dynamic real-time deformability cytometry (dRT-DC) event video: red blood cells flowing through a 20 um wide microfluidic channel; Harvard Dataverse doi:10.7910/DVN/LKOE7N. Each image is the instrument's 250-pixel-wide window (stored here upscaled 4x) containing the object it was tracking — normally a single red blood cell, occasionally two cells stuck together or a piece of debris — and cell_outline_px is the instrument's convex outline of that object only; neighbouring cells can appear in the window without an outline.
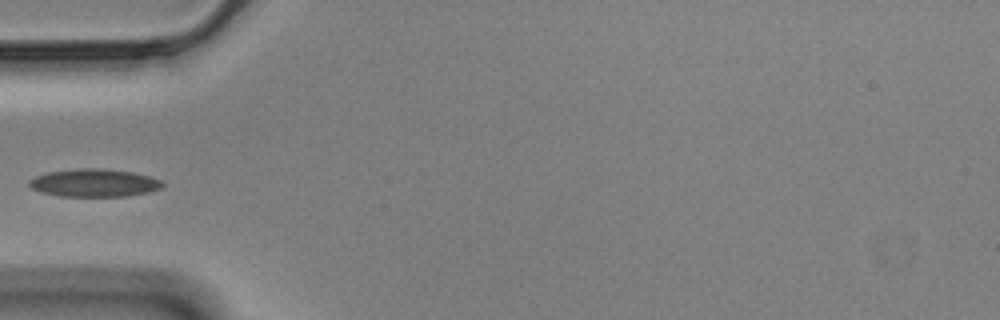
{"species": "Egyptian fruit bat (a non-hibernating species)", "species_latin": "Rousettus aegyptiacus", "temperature_condition": "cold", "stored_images_in_passage": 40, "camera_frame_rate_fps": 3000, "um_per_image_px": 0.085, "animal": {"sex": "male"}, "frame": {"image": 1, "passage_image": 1, "time_ms": 0.0, "image_size_px": [1000, 320], "cell_outline_px": [[164, 184], [160, 188], [148, 192], [128, 196], [60, 196], [40, 192], [32, 188], [28, 184], [28, 180], [36, 176], [48, 172], [80, 168], [104, 168], [132, 172], [148, 176], [160, 180]], "centroid_in_image_um": [7.98, 15.54], "position_along_channel_um": 77.0, "area_um2": 21.56}}
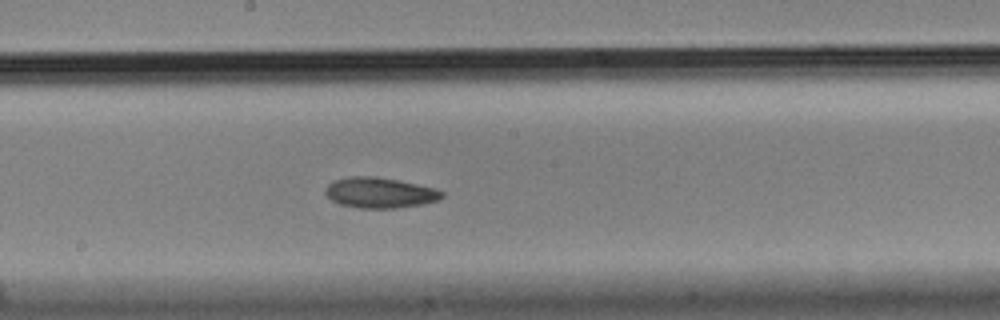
{"frame": {"image": 2, "passage_image": 13, "time_ms": 4.0, "image_size_px": [1000, 320], "cell_outline_px": [[444, 196], [440, 200], [420, 204], [396, 208], [356, 208], [340, 204], [332, 200], [324, 192], [324, 188], [332, 180], [348, 176], [376, 176], [436, 188], [444, 192]], "centroid_in_image_um": [32.26, 16.37], "position_along_channel_um": 215.9, "area_um2": 20.87}}
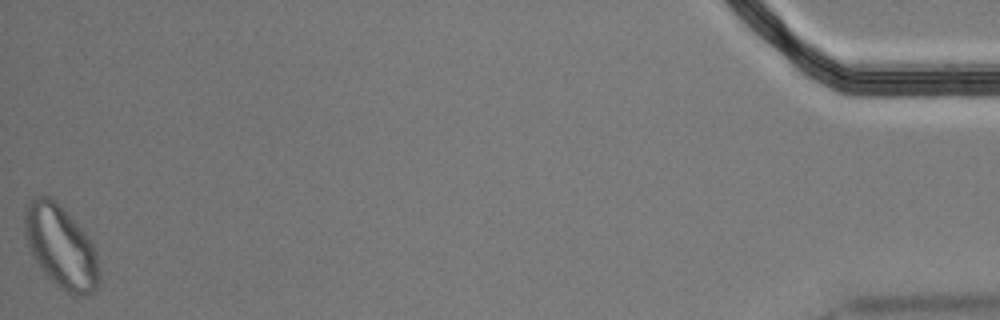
{"frame": {"image": 3, "passage_image": 40, "time_ms": 13.0, "image_size_px": [1000, 320], "cell_outline_px": [[100, 280], [96, 288], [92, 292], [72, 296], [60, 288], [44, 272], [36, 260], [28, 244], [24, 224], [24, 212], [28, 200], [36, 196], [48, 196], [56, 200], [80, 228], [92, 244], [96, 252], [100, 276]], "centroid_in_image_um": [5.17, 20.96], "position_along_channel_um": 430.0, "area_um2": 35.26}}